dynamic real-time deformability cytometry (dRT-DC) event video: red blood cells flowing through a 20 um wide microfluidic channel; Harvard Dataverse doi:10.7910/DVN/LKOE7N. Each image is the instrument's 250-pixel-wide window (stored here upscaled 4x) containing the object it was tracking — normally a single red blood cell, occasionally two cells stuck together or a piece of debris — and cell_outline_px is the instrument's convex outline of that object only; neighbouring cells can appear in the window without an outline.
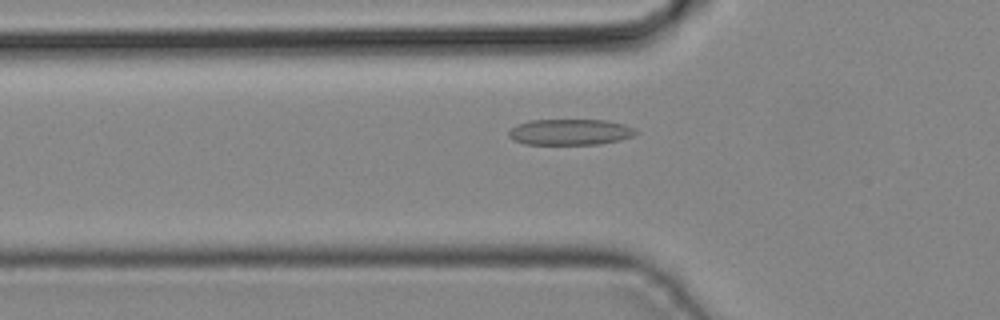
{"species": "common noctule bat (a hibernating species)", "species_latin": "Nyctalus noctula", "temperature_condition": "cold", "stored_images_in_passage": 32, "camera_frame_rate_fps": 3000, "um_per_image_px": 0.085, "animal": {"sex": "male", "body_mass_g": 19.2, "forearm_length_mm": 51.8}, "frame": {"image": 1, "passage_image": 4, "time_ms": 1.0, "image_size_px": [1000, 320], "cell_outline_px": [[640, 132], [632, 136], [620, 140], [600, 144], [524, 144], [512, 140], [508, 136], [508, 132], [516, 124], [528, 120], [608, 120], [624, 124]], "centroid_in_image_um": [48.44, 11.22], "position_along_channel_um": 77.4, "area_um2": 19.36}}
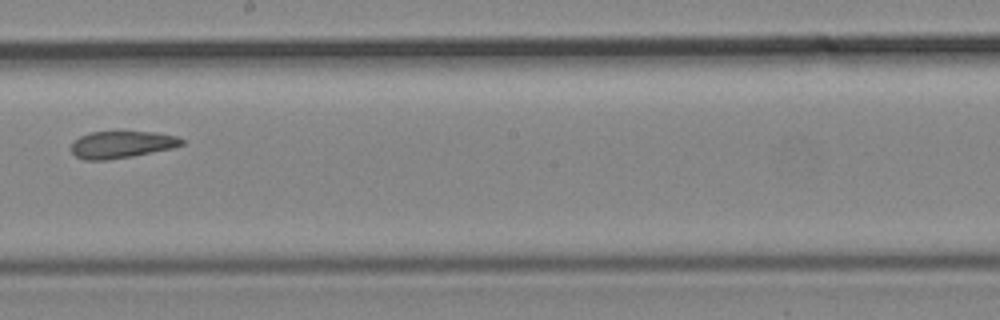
{"frame": {"image": 2, "passage_image": 14, "time_ms": 4.333, "image_size_px": [1000, 320], "cell_outline_px": [[184, 144], [172, 148], [132, 156], [108, 160], [84, 160], [76, 156], [72, 152], [72, 140], [80, 136], [92, 132], [152, 132], [176, 136], [184, 140]], "centroid_in_image_um": [10.32, 12.29], "position_along_channel_um": 237.9, "area_um2": 17.28}}
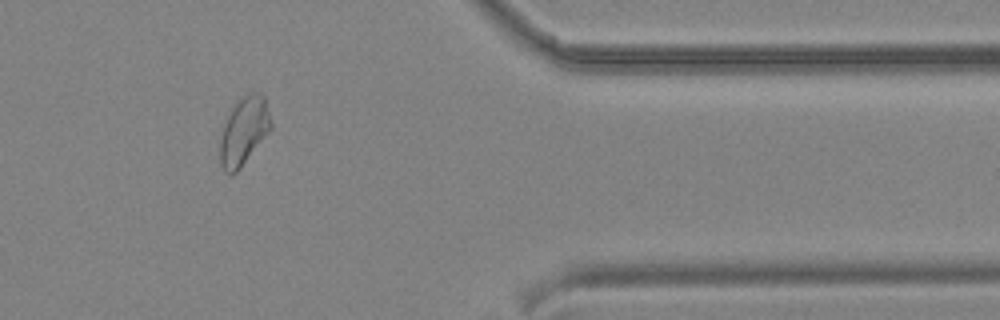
{"frame": {"image": 3, "passage_image": 25, "time_ms": 8.0, "image_size_px": [1000, 320], "cell_outline_px": [[272, 128], [240, 168], [232, 176], [228, 176], [224, 172], [220, 164], [220, 140], [224, 124], [232, 108], [248, 92], [260, 92], [264, 96], [272, 124]], "centroid_in_image_um": [20.72, 11.17], "position_along_channel_um": 390.7, "area_um2": 20.0}}